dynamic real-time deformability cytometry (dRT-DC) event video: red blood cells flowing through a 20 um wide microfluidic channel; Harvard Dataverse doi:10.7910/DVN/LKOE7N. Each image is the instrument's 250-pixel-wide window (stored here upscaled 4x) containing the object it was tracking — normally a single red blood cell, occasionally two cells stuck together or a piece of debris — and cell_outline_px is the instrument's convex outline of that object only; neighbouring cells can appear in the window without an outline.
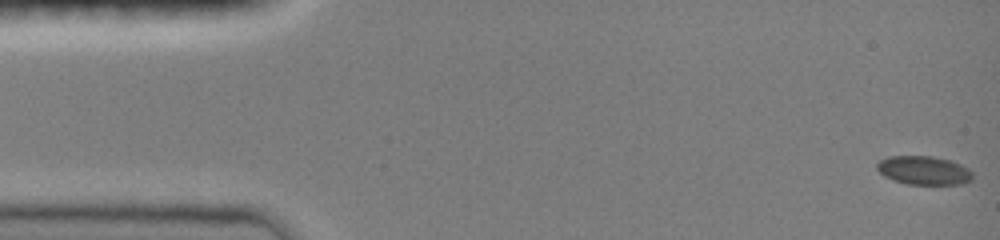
{"species": "common noctule bat (a hibernating species)", "species_latin": "Nyctalus noctula", "temperature_condition": "room temperature", "stored_images_in_passage": 6, "camera_frame_rate_fps": 3000, "um_per_image_px": 0.085, "animal": {"sex": "female", "body_mass_g": 19.0, "forearm_length_mm": 51.5}, "frame": {"image": 1, "passage_image": 1, "time_ms": 0.0, "image_size_px": [1000, 240], "cell_outline_px": [[972, 180], [964, 184], [908, 184], [892, 180], [884, 176], [876, 168], [876, 164], [880, 160], [888, 156], [932, 156], [952, 160], [968, 168], [972, 172]], "centroid_in_image_um": [78.53, 14.48], "position_along_channel_um": 6.5, "area_um2": 16.13}}